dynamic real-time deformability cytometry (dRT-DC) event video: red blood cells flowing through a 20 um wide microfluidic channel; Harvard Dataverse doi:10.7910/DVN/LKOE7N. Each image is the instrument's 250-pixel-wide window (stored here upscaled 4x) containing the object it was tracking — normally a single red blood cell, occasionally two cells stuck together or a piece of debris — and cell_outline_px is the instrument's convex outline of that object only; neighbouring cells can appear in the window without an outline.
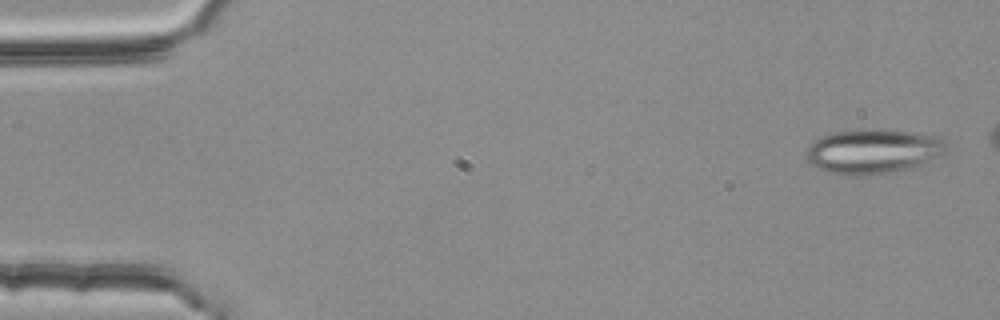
{"species": "common noctule bat (a hibernating species)", "species_latin": "Nyctalus noctula", "temperature_condition": "room temperature", "stored_images_in_passage": 5, "camera_frame_rate_fps": 3000, "um_per_image_px": 0.085, "animal": {"sex": "female", "body_mass_g": 25.1}, "frame": {"image": 1, "passage_image": 1, "time_ms": 0.0, "image_size_px": [1000, 320], "cell_outline_px": [[948, 148], [944, 156], [924, 164], [912, 168], [888, 172], [852, 176], [828, 172], [816, 168], [808, 160], [808, 148], [816, 140], [832, 132], [872, 128], [876, 128], [912, 132], [940, 136]], "centroid_in_image_um": [74.3, 12.85], "position_along_channel_um": 10.7, "area_um2": 36.59}}